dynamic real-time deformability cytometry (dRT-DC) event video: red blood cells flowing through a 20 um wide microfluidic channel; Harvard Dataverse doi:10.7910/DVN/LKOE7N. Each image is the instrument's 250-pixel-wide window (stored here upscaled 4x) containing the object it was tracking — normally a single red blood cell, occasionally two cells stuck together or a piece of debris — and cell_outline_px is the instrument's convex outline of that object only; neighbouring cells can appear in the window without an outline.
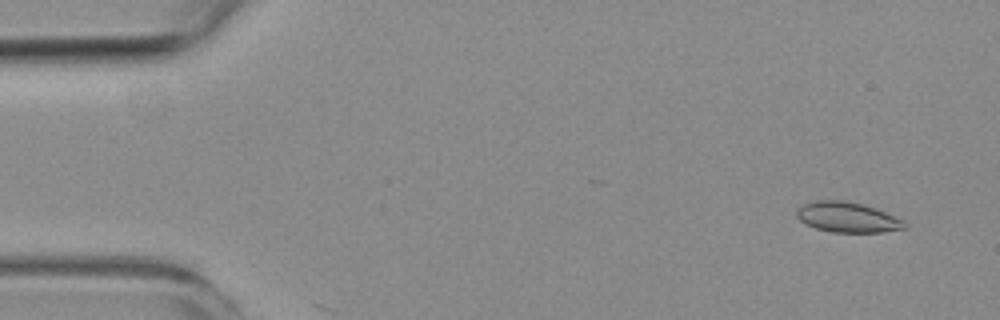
{"species": "common noctule bat (a hibernating species)", "species_latin": "Nyctalus noctula", "temperature_condition": "room temperature", "stored_images_in_passage": 4, "camera_frame_rate_fps": 3000, "um_per_image_px": 0.085, "animal": {"sex": "female", "body_mass_g": 19.3, "forearm_length_mm": 54.1}, "frame": {"image": 1, "passage_image": 1, "time_ms": 0.0, "image_size_px": [1000, 320], "cell_outline_px": [[908, 228], [884, 232], [832, 232], [816, 228], [800, 220], [796, 216], [796, 208], [812, 200], [848, 200], [864, 204], [876, 208], [904, 220], [908, 224]], "centroid_in_image_um": [72.06, 18.45], "position_along_channel_um": 12.9, "area_um2": 19.31}}
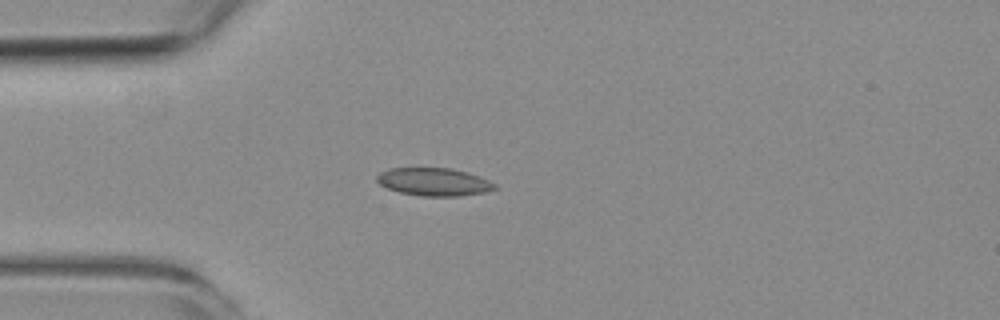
{"frame": {"image": 2, "passage_image": 4, "time_ms": 3.667, "image_size_px": [1000, 320], "cell_outline_px": [[500, 188], [484, 192], [460, 196], [420, 196], [400, 192], [388, 188], [380, 184], [376, 180], [376, 176], [380, 172], [388, 168], [452, 168], [468, 172], [480, 176], [496, 184]], "centroid_in_image_um": [36.91, 15.45], "position_along_channel_um": 48.1, "area_um2": 19.31}}